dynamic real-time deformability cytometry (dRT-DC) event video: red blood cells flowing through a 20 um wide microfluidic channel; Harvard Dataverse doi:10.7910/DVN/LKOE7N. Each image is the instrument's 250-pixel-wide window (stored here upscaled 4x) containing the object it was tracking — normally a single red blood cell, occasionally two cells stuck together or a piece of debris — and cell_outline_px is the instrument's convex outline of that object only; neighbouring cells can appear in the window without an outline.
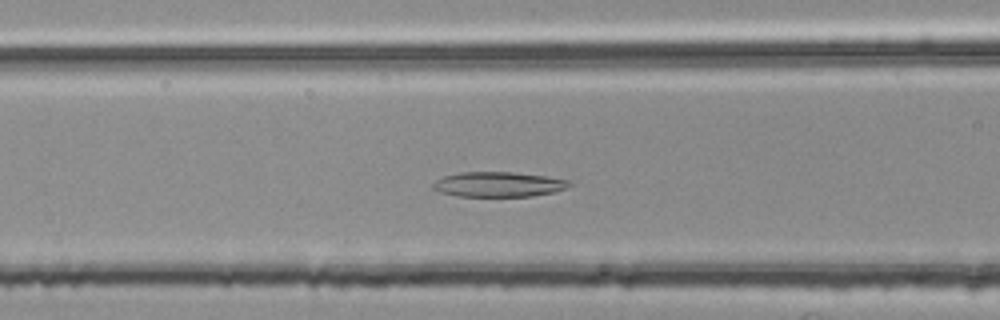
{"species": "common noctule bat (a hibernating species)", "species_latin": "Nyctalus noctula", "temperature_condition": "room temperature", "stored_images_in_passage": 51, "camera_frame_rate_fps": 3000, "um_per_image_px": 0.085, "animal": {"sex": "female", "body_mass_g": 25.1}, "frame": {"image": 1, "passage_image": 21, "time_ms": 6.667, "image_size_px": [1000, 320], "cell_outline_px": [[576, 184], [568, 188], [552, 192], [532, 196], [456, 196], [440, 192], [432, 188], [432, 184], [436, 180], [444, 176], [460, 172], [516, 172], [572, 180]], "centroid_in_image_um": [42.42, 15.66], "position_along_channel_um": 124.2, "area_um2": 20.06}}
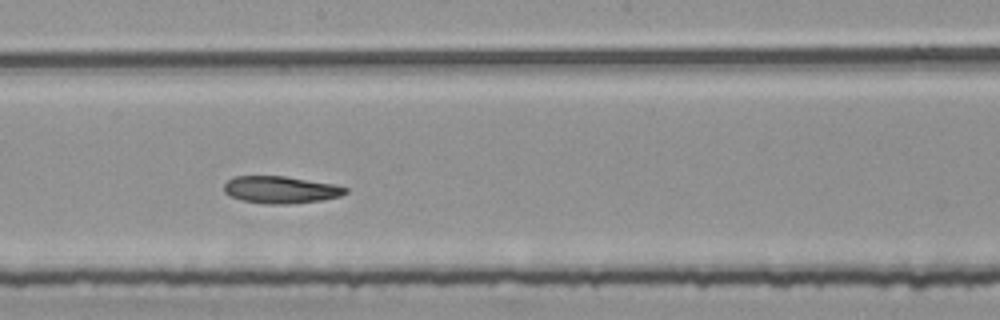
{"frame": {"image": 2, "passage_image": 29, "time_ms": 9.333, "image_size_px": [1000, 320], "cell_outline_px": [[348, 192], [340, 196], [324, 200], [288, 204], [264, 204], [240, 200], [224, 192], [224, 184], [232, 176], [284, 176], [332, 184], [348, 188]], "centroid_in_image_um": [23.84, 16.13], "position_along_channel_um": 224.4, "area_um2": 19.25}}
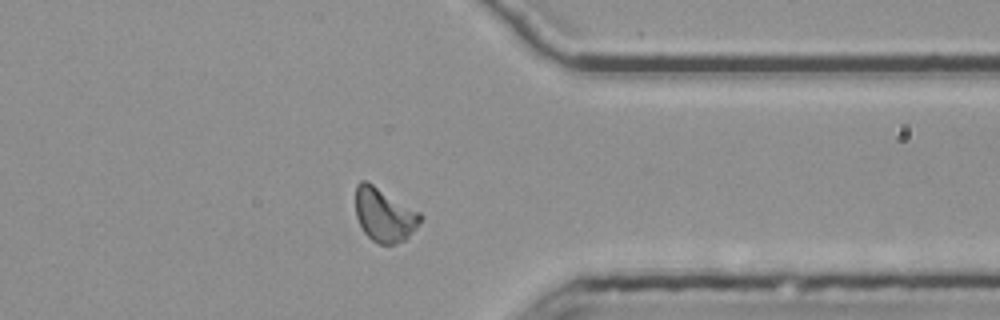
{"frame": {"image": 3, "passage_image": 42, "time_ms": 13.667, "image_size_px": [1000, 320], "cell_outline_px": [[424, 216], [416, 228], [404, 240], [396, 244], [380, 244], [372, 240], [364, 232], [356, 216], [356, 184], [360, 180], [364, 180], [372, 184], [420, 212]], "centroid_in_image_um": [32.67, 18.27], "position_along_channel_um": 378.7, "area_um2": 20.06}, "authors_computed_cell_mechanics": {"area_um2": 20.0566, "velocity_mm_per_s": 3.7584, "shape_relaxation_time_tau1_ms": null, "shape_relaxation_time_tau2_ms": 7.7331, "deformation_change_tau1": null, "deformation_change_tau2": 0.1516}}